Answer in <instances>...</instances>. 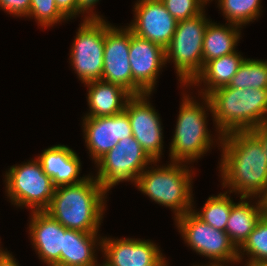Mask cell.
Wrapping results in <instances>:
<instances>
[{
    "mask_svg": "<svg viewBox=\"0 0 267 266\" xmlns=\"http://www.w3.org/2000/svg\"><path fill=\"white\" fill-rule=\"evenodd\" d=\"M185 94L182 98L176 128L170 144L171 162H195L206 154L214 142L207 128L206 111L212 113L209 98L201 96L205 105ZM197 101V102H196ZM207 107V108H206ZM206 110H205V109ZM194 160V161H193ZM189 162V163H188Z\"/></svg>",
    "mask_w": 267,
    "mask_h": 266,
    "instance_id": "obj_5",
    "label": "cell"
},
{
    "mask_svg": "<svg viewBox=\"0 0 267 266\" xmlns=\"http://www.w3.org/2000/svg\"><path fill=\"white\" fill-rule=\"evenodd\" d=\"M209 22L205 11L179 21L172 40L165 49V62L172 60L184 87H188L203 68V37Z\"/></svg>",
    "mask_w": 267,
    "mask_h": 266,
    "instance_id": "obj_6",
    "label": "cell"
},
{
    "mask_svg": "<svg viewBox=\"0 0 267 266\" xmlns=\"http://www.w3.org/2000/svg\"><path fill=\"white\" fill-rule=\"evenodd\" d=\"M110 25L105 30L104 63L101 80L123 87L133 95L130 68V29Z\"/></svg>",
    "mask_w": 267,
    "mask_h": 266,
    "instance_id": "obj_16",
    "label": "cell"
},
{
    "mask_svg": "<svg viewBox=\"0 0 267 266\" xmlns=\"http://www.w3.org/2000/svg\"><path fill=\"white\" fill-rule=\"evenodd\" d=\"M262 218L267 222V204H261Z\"/></svg>",
    "mask_w": 267,
    "mask_h": 266,
    "instance_id": "obj_36",
    "label": "cell"
},
{
    "mask_svg": "<svg viewBox=\"0 0 267 266\" xmlns=\"http://www.w3.org/2000/svg\"><path fill=\"white\" fill-rule=\"evenodd\" d=\"M134 20L127 26L134 35L166 49L176 31L178 21L167 11L161 0H138Z\"/></svg>",
    "mask_w": 267,
    "mask_h": 266,
    "instance_id": "obj_12",
    "label": "cell"
},
{
    "mask_svg": "<svg viewBox=\"0 0 267 266\" xmlns=\"http://www.w3.org/2000/svg\"><path fill=\"white\" fill-rule=\"evenodd\" d=\"M66 230L67 228L45 211L31 212L30 239L39 259L47 266H60Z\"/></svg>",
    "mask_w": 267,
    "mask_h": 266,
    "instance_id": "obj_17",
    "label": "cell"
},
{
    "mask_svg": "<svg viewBox=\"0 0 267 266\" xmlns=\"http://www.w3.org/2000/svg\"><path fill=\"white\" fill-rule=\"evenodd\" d=\"M246 262L247 263H246L245 266H267V262L266 261L248 260Z\"/></svg>",
    "mask_w": 267,
    "mask_h": 266,
    "instance_id": "obj_35",
    "label": "cell"
},
{
    "mask_svg": "<svg viewBox=\"0 0 267 266\" xmlns=\"http://www.w3.org/2000/svg\"><path fill=\"white\" fill-rule=\"evenodd\" d=\"M6 193L13 205L45 211L51 202L56 186L34 159L13 165L5 174Z\"/></svg>",
    "mask_w": 267,
    "mask_h": 266,
    "instance_id": "obj_7",
    "label": "cell"
},
{
    "mask_svg": "<svg viewBox=\"0 0 267 266\" xmlns=\"http://www.w3.org/2000/svg\"><path fill=\"white\" fill-rule=\"evenodd\" d=\"M167 11L179 22L201 14L205 0H161Z\"/></svg>",
    "mask_w": 267,
    "mask_h": 266,
    "instance_id": "obj_29",
    "label": "cell"
},
{
    "mask_svg": "<svg viewBox=\"0 0 267 266\" xmlns=\"http://www.w3.org/2000/svg\"><path fill=\"white\" fill-rule=\"evenodd\" d=\"M59 11L67 18L71 19L77 15V0H55Z\"/></svg>",
    "mask_w": 267,
    "mask_h": 266,
    "instance_id": "obj_32",
    "label": "cell"
},
{
    "mask_svg": "<svg viewBox=\"0 0 267 266\" xmlns=\"http://www.w3.org/2000/svg\"><path fill=\"white\" fill-rule=\"evenodd\" d=\"M222 186L240 197L261 198L267 190V157L261 141L251 131L221 136Z\"/></svg>",
    "mask_w": 267,
    "mask_h": 266,
    "instance_id": "obj_1",
    "label": "cell"
},
{
    "mask_svg": "<svg viewBox=\"0 0 267 266\" xmlns=\"http://www.w3.org/2000/svg\"><path fill=\"white\" fill-rule=\"evenodd\" d=\"M130 68L133 78V95L152 93L159 72L165 66V49L142 39L130 30Z\"/></svg>",
    "mask_w": 267,
    "mask_h": 266,
    "instance_id": "obj_13",
    "label": "cell"
},
{
    "mask_svg": "<svg viewBox=\"0 0 267 266\" xmlns=\"http://www.w3.org/2000/svg\"><path fill=\"white\" fill-rule=\"evenodd\" d=\"M245 254L248 256L247 260L267 262V222L263 218L259 220L248 239L238 249V263L242 262Z\"/></svg>",
    "mask_w": 267,
    "mask_h": 266,
    "instance_id": "obj_27",
    "label": "cell"
},
{
    "mask_svg": "<svg viewBox=\"0 0 267 266\" xmlns=\"http://www.w3.org/2000/svg\"><path fill=\"white\" fill-rule=\"evenodd\" d=\"M151 93L132 95L125 105L133 137L153 161H160L163 150V132L158 112L149 103ZM148 99V100H147Z\"/></svg>",
    "mask_w": 267,
    "mask_h": 266,
    "instance_id": "obj_11",
    "label": "cell"
},
{
    "mask_svg": "<svg viewBox=\"0 0 267 266\" xmlns=\"http://www.w3.org/2000/svg\"><path fill=\"white\" fill-rule=\"evenodd\" d=\"M80 24L70 49V63L82 83L101 80L105 30L111 24L104 19H87Z\"/></svg>",
    "mask_w": 267,
    "mask_h": 266,
    "instance_id": "obj_10",
    "label": "cell"
},
{
    "mask_svg": "<svg viewBox=\"0 0 267 266\" xmlns=\"http://www.w3.org/2000/svg\"><path fill=\"white\" fill-rule=\"evenodd\" d=\"M101 266H168L159 247L150 240L102 237Z\"/></svg>",
    "mask_w": 267,
    "mask_h": 266,
    "instance_id": "obj_14",
    "label": "cell"
},
{
    "mask_svg": "<svg viewBox=\"0 0 267 266\" xmlns=\"http://www.w3.org/2000/svg\"><path fill=\"white\" fill-rule=\"evenodd\" d=\"M155 163L157 161H153L140 143L130 136L120 140L114 148L95 163L98 168L95 179L107 192L123 181H131L135 185L138 176L148 165Z\"/></svg>",
    "mask_w": 267,
    "mask_h": 266,
    "instance_id": "obj_9",
    "label": "cell"
},
{
    "mask_svg": "<svg viewBox=\"0 0 267 266\" xmlns=\"http://www.w3.org/2000/svg\"><path fill=\"white\" fill-rule=\"evenodd\" d=\"M106 193L89 174L77 184L57 186L45 212L67 229L98 233L106 210Z\"/></svg>",
    "mask_w": 267,
    "mask_h": 266,
    "instance_id": "obj_2",
    "label": "cell"
},
{
    "mask_svg": "<svg viewBox=\"0 0 267 266\" xmlns=\"http://www.w3.org/2000/svg\"><path fill=\"white\" fill-rule=\"evenodd\" d=\"M97 235L98 233L67 229L64 234L63 252L60 255V266H101L95 257V248H101L102 245V238Z\"/></svg>",
    "mask_w": 267,
    "mask_h": 266,
    "instance_id": "obj_20",
    "label": "cell"
},
{
    "mask_svg": "<svg viewBox=\"0 0 267 266\" xmlns=\"http://www.w3.org/2000/svg\"><path fill=\"white\" fill-rule=\"evenodd\" d=\"M227 193L226 191L217 196H210L202 211L192 209L193 213L213 228L225 231L232 206L235 204Z\"/></svg>",
    "mask_w": 267,
    "mask_h": 266,
    "instance_id": "obj_24",
    "label": "cell"
},
{
    "mask_svg": "<svg viewBox=\"0 0 267 266\" xmlns=\"http://www.w3.org/2000/svg\"><path fill=\"white\" fill-rule=\"evenodd\" d=\"M260 203L261 204H267V190L265 194L260 198Z\"/></svg>",
    "mask_w": 267,
    "mask_h": 266,
    "instance_id": "obj_37",
    "label": "cell"
},
{
    "mask_svg": "<svg viewBox=\"0 0 267 266\" xmlns=\"http://www.w3.org/2000/svg\"><path fill=\"white\" fill-rule=\"evenodd\" d=\"M175 222L188 247L212 261L209 265L201 266H228L230 263L238 262V249L228 234L208 225L192 210L176 218Z\"/></svg>",
    "mask_w": 267,
    "mask_h": 266,
    "instance_id": "obj_8",
    "label": "cell"
},
{
    "mask_svg": "<svg viewBox=\"0 0 267 266\" xmlns=\"http://www.w3.org/2000/svg\"><path fill=\"white\" fill-rule=\"evenodd\" d=\"M44 172L57 186L77 184L87 176L79 177L81 162L77 153L66 145H54L36 158Z\"/></svg>",
    "mask_w": 267,
    "mask_h": 266,
    "instance_id": "obj_18",
    "label": "cell"
},
{
    "mask_svg": "<svg viewBox=\"0 0 267 266\" xmlns=\"http://www.w3.org/2000/svg\"><path fill=\"white\" fill-rule=\"evenodd\" d=\"M83 137L89 156L96 163L120 140L133 136L129 117L125 111L106 117H83Z\"/></svg>",
    "mask_w": 267,
    "mask_h": 266,
    "instance_id": "obj_15",
    "label": "cell"
},
{
    "mask_svg": "<svg viewBox=\"0 0 267 266\" xmlns=\"http://www.w3.org/2000/svg\"><path fill=\"white\" fill-rule=\"evenodd\" d=\"M212 117L220 143L221 136L251 131L267 119V89H239L228 86L210 92Z\"/></svg>",
    "mask_w": 267,
    "mask_h": 266,
    "instance_id": "obj_3",
    "label": "cell"
},
{
    "mask_svg": "<svg viewBox=\"0 0 267 266\" xmlns=\"http://www.w3.org/2000/svg\"><path fill=\"white\" fill-rule=\"evenodd\" d=\"M97 2H99V0H77V15L82 13L84 16L85 13H88L83 20L103 19L101 16L93 12L92 8H95L93 6H95Z\"/></svg>",
    "mask_w": 267,
    "mask_h": 266,
    "instance_id": "obj_31",
    "label": "cell"
},
{
    "mask_svg": "<svg viewBox=\"0 0 267 266\" xmlns=\"http://www.w3.org/2000/svg\"><path fill=\"white\" fill-rule=\"evenodd\" d=\"M251 132L261 141L267 157V119L251 130Z\"/></svg>",
    "mask_w": 267,
    "mask_h": 266,
    "instance_id": "obj_33",
    "label": "cell"
},
{
    "mask_svg": "<svg viewBox=\"0 0 267 266\" xmlns=\"http://www.w3.org/2000/svg\"><path fill=\"white\" fill-rule=\"evenodd\" d=\"M27 17L35 18L42 28L68 20L57 8L55 0H31Z\"/></svg>",
    "mask_w": 267,
    "mask_h": 266,
    "instance_id": "obj_28",
    "label": "cell"
},
{
    "mask_svg": "<svg viewBox=\"0 0 267 266\" xmlns=\"http://www.w3.org/2000/svg\"><path fill=\"white\" fill-rule=\"evenodd\" d=\"M246 199L250 198L240 197L239 203L232 206L225 230L237 249L244 244L262 218L260 198L255 203L256 205L254 203L252 205Z\"/></svg>",
    "mask_w": 267,
    "mask_h": 266,
    "instance_id": "obj_22",
    "label": "cell"
},
{
    "mask_svg": "<svg viewBox=\"0 0 267 266\" xmlns=\"http://www.w3.org/2000/svg\"><path fill=\"white\" fill-rule=\"evenodd\" d=\"M227 22L242 28L258 19L261 13V0H218Z\"/></svg>",
    "mask_w": 267,
    "mask_h": 266,
    "instance_id": "obj_26",
    "label": "cell"
},
{
    "mask_svg": "<svg viewBox=\"0 0 267 266\" xmlns=\"http://www.w3.org/2000/svg\"><path fill=\"white\" fill-rule=\"evenodd\" d=\"M0 266H19L12 253L8 252L1 260Z\"/></svg>",
    "mask_w": 267,
    "mask_h": 266,
    "instance_id": "obj_34",
    "label": "cell"
},
{
    "mask_svg": "<svg viewBox=\"0 0 267 266\" xmlns=\"http://www.w3.org/2000/svg\"><path fill=\"white\" fill-rule=\"evenodd\" d=\"M84 85L88 88L87 101L90 109L84 117H106L119 114L125 110L127 100L132 96L123 87L103 80L89 81Z\"/></svg>",
    "mask_w": 267,
    "mask_h": 266,
    "instance_id": "obj_19",
    "label": "cell"
},
{
    "mask_svg": "<svg viewBox=\"0 0 267 266\" xmlns=\"http://www.w3.org/2000/svg\"><path fill=\"white\" fill-rule=\"evenodd\" d=\"M147 168L135 183L139 191L159 205L172 209L174 219L194 208L191 189L193 172L186 163L170 162L167 166Z\"/></svg>",
    "mask_w": 267,
    "mask_h": 266,
    "instance_id": "obj_4",
    "label": "cell"
},
{
    "mask_svg": "<svg viewBox=\"0 0 267 266\" xmlns=\"http://www.w3.org/2000/svg\"><path fill=\"white\" fill-rule=\"evenodd\" d=\"M245 59L236 51L208 61L188 86H200L203 82L204 88L200 90L199 95L207 96L213 90L227 86Z\"/></svg>",
    "mask_w": 267,
    "mask_h": 266,
    "instance_id": "obj_21",
    "label": "cell"
},
{
    "mask_svg": "<svg viewBox=\"0 0 267 266\" xmlns=\"http://www.w3.org/2000/svg\"><path fill=\"white\" fill-rule=\"evenodd\" d=\"M227 86L239 89H267V60L246 58Z\"/></svg>",
    "mask_w": 267,
    "mask_h": 266,
    "instance_id": "obj_25",
    "label": "cell"
},
{
    "mask_svg": "<svg viewBox=\"0 0 267 266\" xmlns=\"http://www.w3.org/2000/svg\"><path fill=\"white\" fill-rule=\"evenodd\" d=\"M1 246V245H0ZM9 251H5L0 247V260L8 253Z\"/></svg>",
    "mask_w": 267,
    "mask_h": 266,
    "instance_id": "obj_38",
    "label": "cell"
},
{
    "mask_svg": "<svg viewBox=\"0 0 267 266\" xmlns=\"http://www.w3.org/2000/svg\"><path fill=\"white\" fill-rule=\"evenodd\" d=\"M31 0H0V7L5 12L17 17H27Z\"/></svg>",
    "mask_w": 267,
    "mask_h": 266,
    "instance_id": "obj_30",
    "label": "cell"
},
{
    "mask_svg": "<svg viewBox=\"0 0 267 266\" xmlns=\"http://www.w3.org/2000/svg\"><path fill=\"white\" fill-rule=\"evenodd\" d=\"M240 28L227 22L225 25L212 21L208 23L203 37V66L208 61L237 51L235 49L241 37Z\"/></svg>",
    "mask_w": 267,
    "mask_h": 266,
    "instance_id": "obj_23",
    "label": "cell"
}]
</instances>
